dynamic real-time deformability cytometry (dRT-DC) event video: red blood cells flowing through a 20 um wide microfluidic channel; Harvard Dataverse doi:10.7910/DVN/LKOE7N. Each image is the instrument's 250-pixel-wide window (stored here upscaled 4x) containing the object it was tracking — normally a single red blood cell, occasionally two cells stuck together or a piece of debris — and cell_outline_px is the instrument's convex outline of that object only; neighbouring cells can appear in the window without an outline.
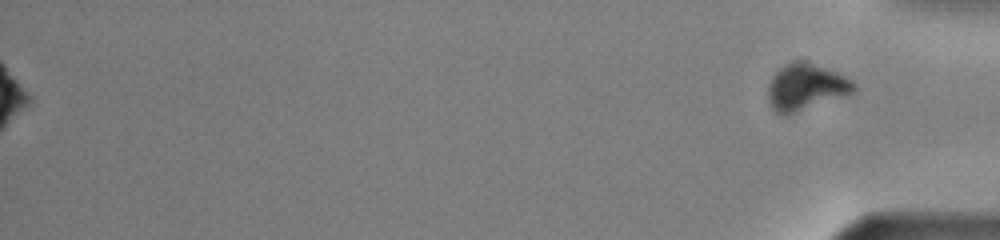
{"species": "common noctule bat (a hibernating species)", "species_latin": "Nyctalus noctula", "temperature_condition": "warm", "stored_images_in_passage": 47, "segment_of_instrument_passage": [2, 2], "camera_frame_rate_fps": 3000, "um_per_image_px": 0.085, "animal": {"sex": "male", "body_mass_g": 13.0, "forearm_length_mm": 53.1}, "frame": {"image": 1, "passage_image": 47, "time_ms": 15.333, "image_size_px": [1000, 240], "cell_outline_px": [[856, 88], [852, 92], [788, 116], [784, 116], [776, 112], [772, 108], [768, 100], [768, 84], [772, 76], [780, 68], [792, 60], [800, 60], [836, 72], [852, 80], [856, 84]], "centroid_in_image_um": [68.44, 7.41], "position_along_channel_um": 366.8, "area_um2": 23.0}}